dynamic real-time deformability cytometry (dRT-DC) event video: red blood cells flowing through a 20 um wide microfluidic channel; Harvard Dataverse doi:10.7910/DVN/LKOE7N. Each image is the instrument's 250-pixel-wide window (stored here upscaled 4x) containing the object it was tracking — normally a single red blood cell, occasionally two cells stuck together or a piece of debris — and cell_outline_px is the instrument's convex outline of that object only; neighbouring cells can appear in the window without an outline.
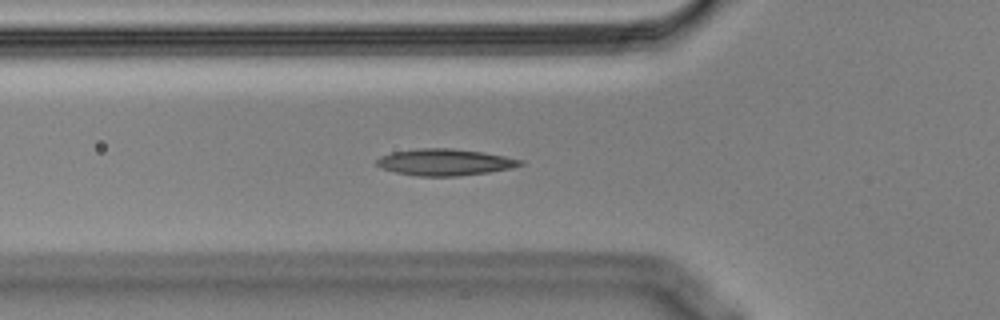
{"species": "Egyptian fruit bat (a non-hibernating species)", "species_latin": "Rousettus aegyptiacus", "temperature_condition": "cold", "stored_images_in_passage": 44, "camera_frame_rate_fps": 3000, "um_per_image_px": 0.085, "animal": {"sex": "male"}, "frame": {"image": 1, "passage_image": 7, "time_ms": 2.0, "image_size_px": [1000, 320], "cell_outline_px": [[524, 164], [512, 168], [488, 172], [460, 176], [416, 176], [396, 172], [380, 168], [376, 164], [376, 160], [380, 156], [392, 152], [416, 148], [452, 148], [484, 152], [524, 160]], "centroid_in_image_um": [37.8, 13.78], "position_along_channel_um": 88.0, "area_um2": 22.43}}
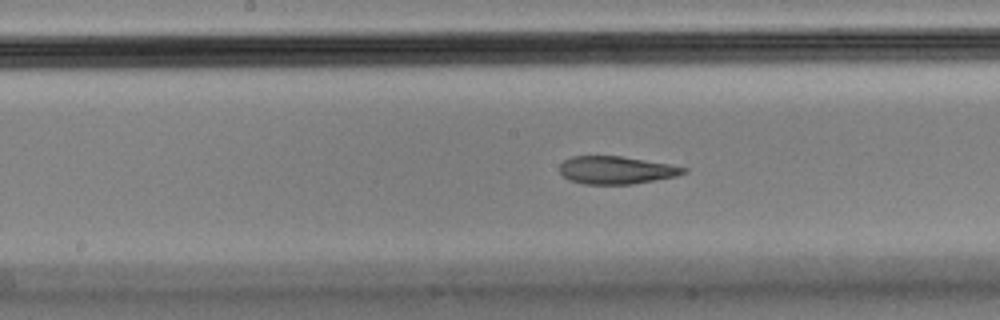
{"frame": {"image": 2, "passage_image": 16, "time_ms": 5.0, "image_size_px": [1000, 320], "cell_outline_px": [[688, 172], [676, 176], [632, 184], [584, 184], [568, 180], [560, 172], [560, 164], [564, 160], [572, 156], [620, 156], [672, 164], [688, 168]], "centroid_in_image_um": [52.4, 14.45], "position_along_channel_um": 195.8, "area_um2": 20.11}}
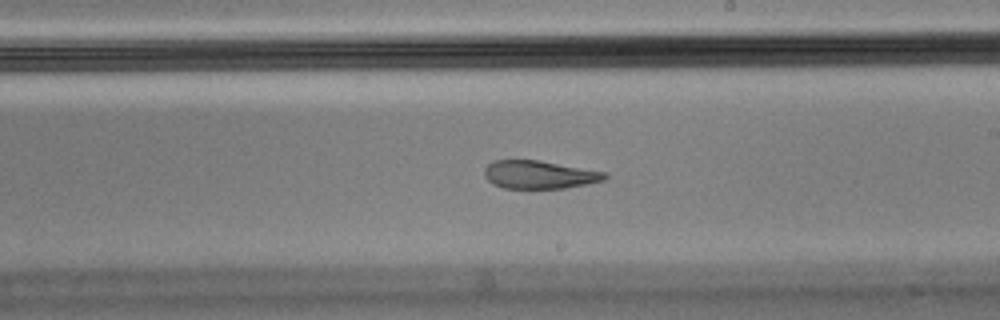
{"frame": {"image": 3, "passage_image": 20, "time_ms": 6.333, "image_size_px": [1000, 320], "cell_outline_px": [[608, 176], [604, 180], [564, 188], [504, 188], [492, 184], [484, 176], [484, 168], [492, 160], [540, 160], [604, 172]], "centroid_in_image_um": [45.78, 14.84], "position_along_channel_um": 243.2, "area_um2": 19.59}, "authors_computed_cell_mechanics": {"area_um2": 22.1085, "velocity_mm_per_s": 3.5682, "shape_relaxation_time_tau1_ms": null, "shape_relaxation_time_tau2_ms": 2.8468, "deformation_change_tau1": null, "deformation_change_tau2": 0.0981}}